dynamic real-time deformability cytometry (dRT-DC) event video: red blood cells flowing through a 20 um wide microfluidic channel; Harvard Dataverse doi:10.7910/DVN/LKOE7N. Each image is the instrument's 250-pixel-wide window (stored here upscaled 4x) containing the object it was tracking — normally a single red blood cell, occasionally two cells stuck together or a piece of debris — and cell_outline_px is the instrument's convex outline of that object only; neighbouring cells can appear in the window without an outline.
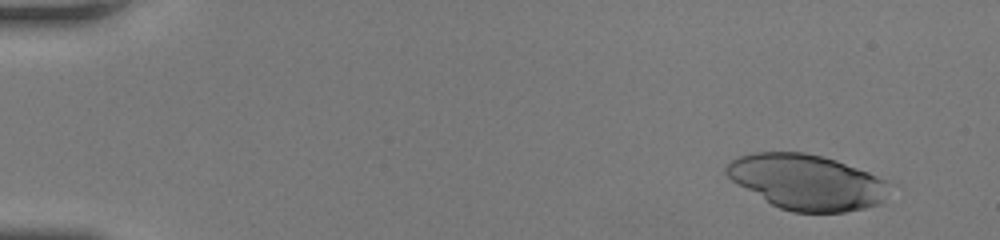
{"species": "human", "species_latin": "Homo sapiens", "temperature_condition": "room temperature", "stored_images_in_passage": 24, "camera_frame_rate_fps": 3000, "um_per_image_px": 0.085, "donor": {"sex": "female"}, "frame": {"image": 1, "passage_image": 5, "time_ms": 1.333, "image_size_px": [1000, 240], "cell_outline_px": [[888, 180], [880, 204], [864, 208], [844, 212], [792, 212], [780, 208], [772, 204], [732, 180], [724, 172], [724, 168], [732, 160], [740, 156], [752, 152], [804, 152], [836, 160], [868, 172]], "centroid_in_image_um": [68.55, 15.46], "position_along_channel_um": 16.5, "area_um2": 51.73}}